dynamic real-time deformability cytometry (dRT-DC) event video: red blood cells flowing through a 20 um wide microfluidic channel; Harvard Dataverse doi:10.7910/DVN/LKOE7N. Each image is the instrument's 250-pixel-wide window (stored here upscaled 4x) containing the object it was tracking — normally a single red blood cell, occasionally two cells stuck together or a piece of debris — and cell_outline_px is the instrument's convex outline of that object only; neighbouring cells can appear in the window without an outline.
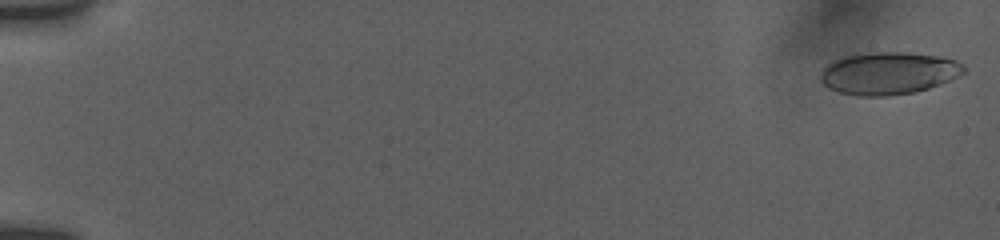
{"species": "human", "species_latin": "Homo sapiens", "temperature_condition": "room temperature", "stored_images_in_passage": 71, "camera_frame_rate_fps": 3000, "um_per_image_px": 0.085, "donor": {"sex": "female"}, "frame": {"image": 1, "passage_image": 1, "time_ms": 0.0, "image_size_px": [1000, 240], "cell_outline_px": [[964, 72], [940, 84], [916, 92], [884, 96], [860, 96], [840, 92], [828, 88], [820, 80], [820, 72], [832, 60], [844, 56], [868, 52], [908, 52], [940, 56], [956, 60], [964, 64]], "centroid_in_image_um": [75.5, 6.21], "position_along_channel_um": 9.5, "area_um2": 35.49}}
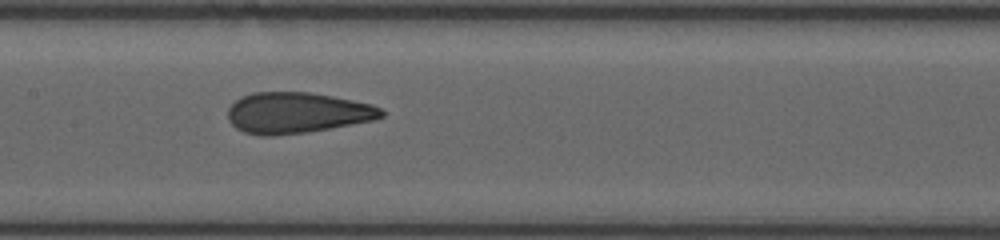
{"frame": {"image": 2, "passage_image": 41, "time_ms": 9.333, "image_size_px": [1000, 240], "cell_outline_px": [[384, 116], [372, 120], [328, 128], [304, 132], [272, 136], [260, 136], [244, 132], [236, 128], [228, 120], [228, 108], [240, 96], [252, 92], [308, 92], [332, 96], [372, 104], [380, 108], [384, 112]], "centroid_in_image_um": [25.19, 9.58], "position_along_channel_um": 182.2, "area_um2": 36.41}}
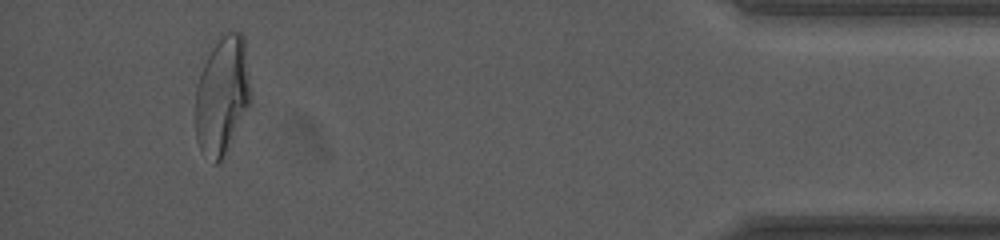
{"frame": {"image": 3, "passage_image": 68, "time_ms": 17.0, "image_size_px": [1000, 240], "cell_outline_px": [[252, 100], [220, 160], [216, 164], [212, 164], [200, 152], [196, 140], [196, 84], [200, 72], [220, 32], [240, 32], [244, 36]], "centroid_in_image_um": [18.87, 8.08], "position_along_channel_um": 416.3, "area_um2": 38.09}, "authors_computed_cell_mechanics": {"area_um2": 36.414, "velocity_mm_per_s": 3.7931, "shape_relaxation_time_tau1_ms": 9.3333, "shape_relaxation_time_tau2_ms": 1.2328, "deformation_change_tau1": 0.2767, "deformation_change_tau2": 0.0901}}